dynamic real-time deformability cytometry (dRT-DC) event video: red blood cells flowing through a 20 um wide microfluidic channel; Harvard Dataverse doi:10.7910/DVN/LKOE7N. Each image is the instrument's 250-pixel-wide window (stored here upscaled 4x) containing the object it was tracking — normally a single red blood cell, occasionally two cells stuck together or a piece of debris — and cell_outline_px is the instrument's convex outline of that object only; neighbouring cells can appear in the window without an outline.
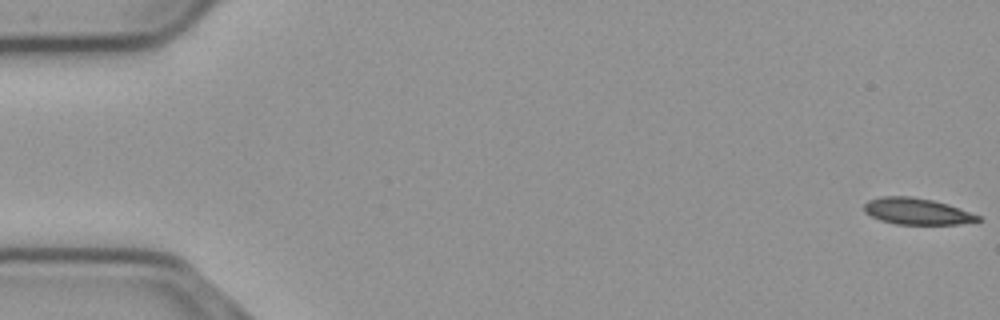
{"species": "common noctule bat (a hibernating species)", "species_latin": "Nyctalus noctula", "temperature_condition": "cold", "stored_images_in_passage": 56, "camera_frame_rate_fps": 3000, "um_per_image_px": 0.085, "animal": {"sex": "male", "body_mass_g": 23.1, "forearm_length_mm": 52.7}, "frame": {"image": 1, "passage_image": 1, "time_ms": 0.0, "image_size_px": [1000, 320], "cell_outline_px": [[984, 220], [960, 224], [896, 224], [880, 220], [864, 212], [864, 204], [868, 200], [880, 196], [908, 196], [932, 200], [948, 204], [980, 216]], "centroid_in_image_um": [77.93, 17.96], "position_along_channel_um": 7.1, "area_um2": 17.51}}
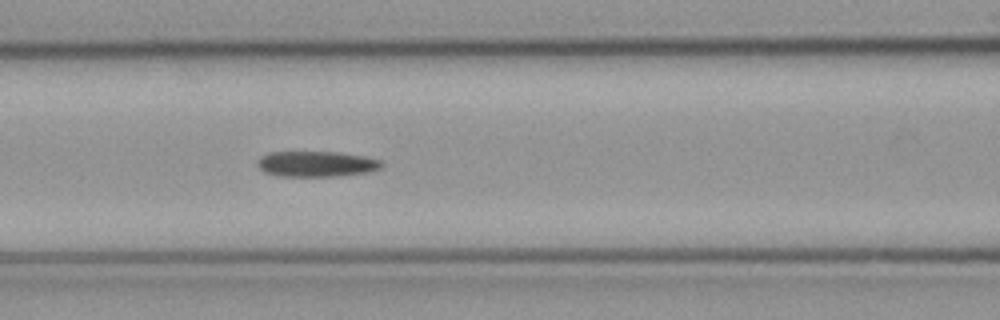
{"frame": {"image": 2, "passage_image": 24, "time_ms": 7.667, "image_size_px": [1000, 320], "cell_outline_px": [[384, 168], [368, 172], [340, 176], [276, 176], [264, 172], [256, 164], [256, 160], [260, 156], [268, 152], [336, 152], [364, 156], [380, 160], [384, 164]], "centroid_in_image_um": [26.89, 13.94], "position_along_channel_um": 139.7, "area_um2": 18.79}}
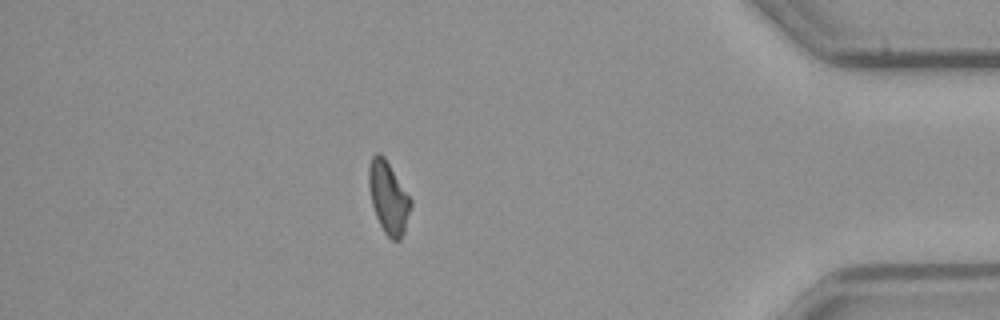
{"frame": {"image": 3, "passage_image": 49, "time_ms": 16.0, "image_size_px": [1000, 320], "cell_outline_px": [[412, 204], [404, 232], [400, 240], [392, 240], [384, 232], [376, 216], [372, 204], [368, 184], [368, 168], [372, 156], [376, 152], [380, 152], [384, 156], [412, 200]], "centroid_in_image_um": [33.01, 16.77], "position_along_channel_um": 402.2, "area_um2": 17.57}, "authors_computed_cell_mechanics": {"area_um2": 18.6116, "velocity_mm_per_s": 3.6882, "shape_relaxation_time_tau1_ms": 8.6053, "shape_relaxation_time_tau2_ms": null, "deformation_change_tau1": 0.1624, "deformation_change_tau2": null}}